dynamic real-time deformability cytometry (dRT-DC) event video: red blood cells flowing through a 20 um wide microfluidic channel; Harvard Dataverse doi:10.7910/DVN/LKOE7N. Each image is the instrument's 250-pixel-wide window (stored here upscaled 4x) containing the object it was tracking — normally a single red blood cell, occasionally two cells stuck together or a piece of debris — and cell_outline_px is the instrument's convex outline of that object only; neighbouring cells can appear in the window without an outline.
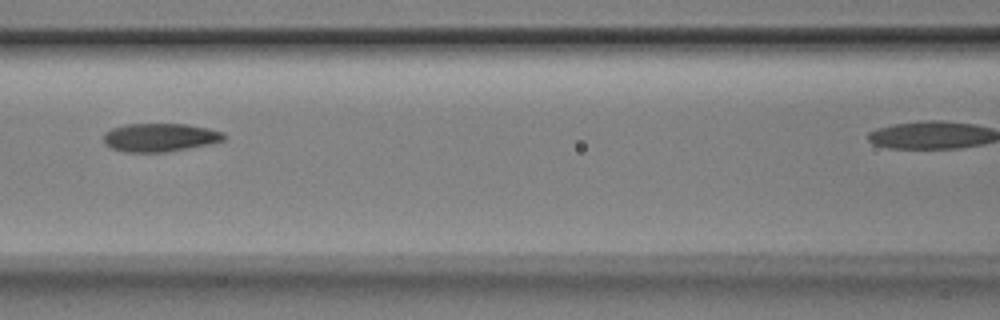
{"species": "Egyptian fruit bat (a non-hibernating species)", "species_latin": "Rousettus aegyptiacus", "temperature_condition": "room temperature", "stored_images_in_passage": 9, "segment_of_instrument_passage": [1, 2], "camera_frame_rate_fps": 3000, "um_per_image_px": 0.085, "animal": {"sex": "male"}, "frame": {"image": 1, "passage_image": 7, "time_ms": 2.0, "image_size_px": [1000, 320], "cell_outline_px": [[224, 140], [208, 144], [188, 148], [164, 152], [124, 152], [112, 148], [104, 144], [104, 132], [112, 128], [124, 124], [188, 124], [208, 128], [224, 132]], "centroid_in_image_um": [13.56, 11.67], "position_along_channel_um": 153.0, "area_um2": 19.88}}
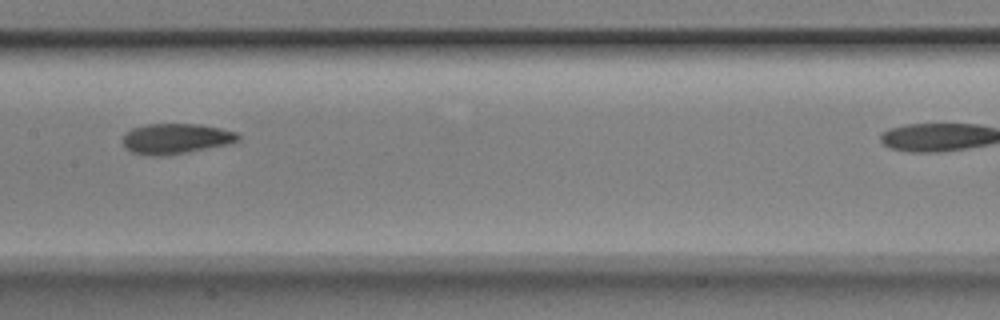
{"frame": {"image": 2, "passage_image": 8, "time_ms": 2.333, "image_size_px": [1000, 320], "cell_outline_px": [[240, 140], [228, 144], [168, 156], [144, 156], [132, 152], [124, 148], [120, 140], [124, 132], [132, 128], [144, 124], [200, 124], [220, 128], [236, 132], [240, 136]], "centroid_in_image_um": [14.87, 11.8], "position_along_channel_um": 192.5, "area_um2": 20.92}}